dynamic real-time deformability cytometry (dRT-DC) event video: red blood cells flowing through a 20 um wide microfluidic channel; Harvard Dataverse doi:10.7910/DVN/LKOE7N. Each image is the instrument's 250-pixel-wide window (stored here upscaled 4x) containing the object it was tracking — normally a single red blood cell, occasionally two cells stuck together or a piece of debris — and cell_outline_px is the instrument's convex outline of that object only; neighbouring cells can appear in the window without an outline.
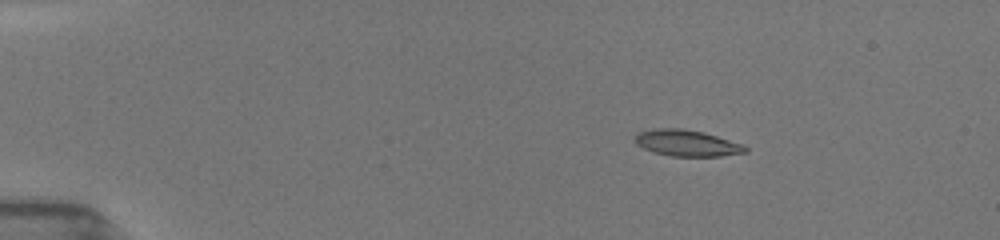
{"species": "common noctule bat (a hibernating species)", "species_latin": "Nyctalus noctula", "temperature_condition": "room temperature", "stored_images_in_passage": 36, "camera_frame_rate_fps": 3000, "um_per_image_px": 0.085, "animal": {"sex": "female", "body_mass_g": 19.5, "forearm_length_mm": 54.1}, "frame": {"image": 1, "passage_image": 1, "time_ms": 0.0, "image_size_px": [1000, 240], "cell_outline_px": [[748, 152], [720, 156], [672, 156], [652, 152], [636, 144], [632, 140], [640, 132], [656, 128], [680, 128], [704, 132], [744, 144], [748, 148]], "centroid_in_image_um": [58.4, 12.16], "position_along_channel_um": 26.6, "area_um2": 16.99}}
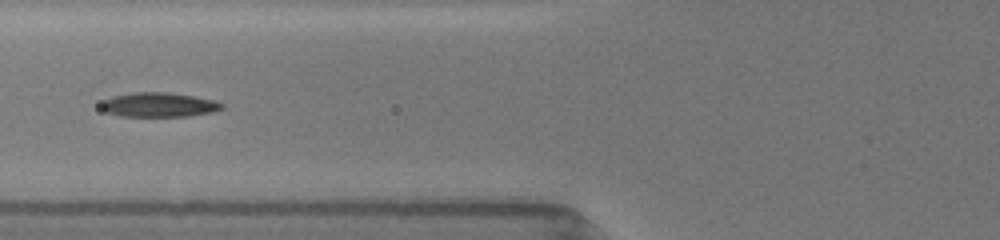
{"frame": {"image": 2, "passage_image": 14, "time_ms": 4.333, "image_size_px": [1000, 240], "cell_outline_px": [[224, 108], [212, 112], [188, 116], [120, 116], [104, 112], [100, 108], [100, 104], [104, 100], [112, 96], [136, 92], [168, 92], [192, 96], [212, 100], [224, 104]], "centroid_in_image_um": [13.46, 8.91], "position_along_channel_um": 112.3, "area_um2": 17.17}}
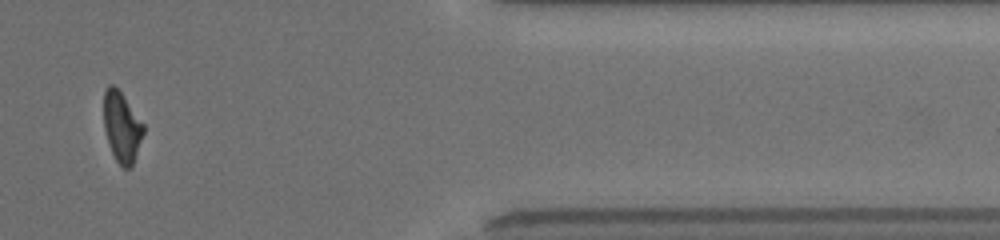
{"frame": {"image": 3, "passage_image": 32, "time_ms": 12.333, "image_size_px": [1000, 240], "cell_outline_px": [[144, 132], [132, 164], [128, 168], [124, 168], [116, 160], [112, 152], [104, 128], [104, 92], [108, 84], [112, 84], [120, 92], [144, 124]], "centroid_in_image_um": [10.34, 10.77], "position_along_channel_um": 401.1, "area_um2": 15.78}, "authors_computed_cell_mechanics": {"area_um2": 17.051, "velocity_mm_per_s": 3.9677, "shape_relaxation_time_tau1_ms": 10.1296, "shape_relaxation_time_tau2_ms": null, "deformation_change_tau1": 0.2686, "deformation_change_tau2": null}}